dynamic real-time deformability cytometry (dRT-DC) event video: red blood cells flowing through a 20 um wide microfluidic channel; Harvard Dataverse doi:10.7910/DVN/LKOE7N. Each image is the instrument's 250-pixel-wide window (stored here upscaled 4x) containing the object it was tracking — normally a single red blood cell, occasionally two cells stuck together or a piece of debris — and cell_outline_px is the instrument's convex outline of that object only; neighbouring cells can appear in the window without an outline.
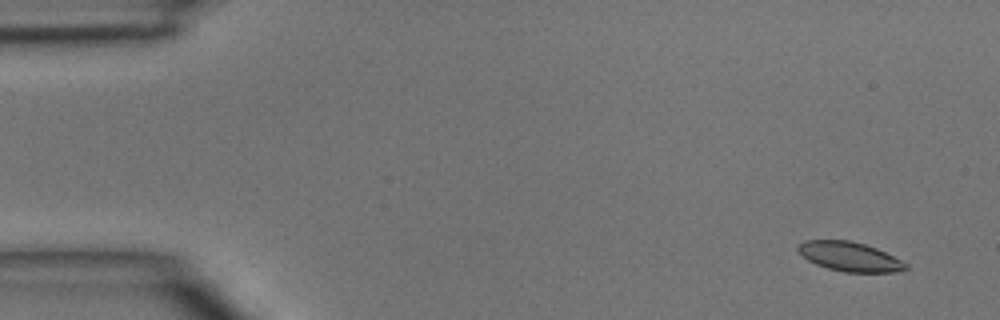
{"species": "common noctule bat (a hibernating species)", "species_latin": "Nyctalus noctula", "temperature_condition": "room temperature", "stored_images_in_passage": 3, "camera_frame_rate_fps": 3000, "um_per_image_px": 0.085, "animal": {"sex": "male", "body_mass_g": 15.6}, "frame": {"image": 1, "passage_image": 1, "time_ms": 0.0, "image_size_px": [1000, 320], "cell_outline_px": [[908, 268], [896, 272], [844, 272], [828, 268], [816, 264], [808, 260], [796, 248], [804, 240], [852, 240], [876, 248], [908, 264]], "centroid_in_image_um": [72.22, 21.81], "position_along_channel_um": 12.8, "area_um2": 18.21}}